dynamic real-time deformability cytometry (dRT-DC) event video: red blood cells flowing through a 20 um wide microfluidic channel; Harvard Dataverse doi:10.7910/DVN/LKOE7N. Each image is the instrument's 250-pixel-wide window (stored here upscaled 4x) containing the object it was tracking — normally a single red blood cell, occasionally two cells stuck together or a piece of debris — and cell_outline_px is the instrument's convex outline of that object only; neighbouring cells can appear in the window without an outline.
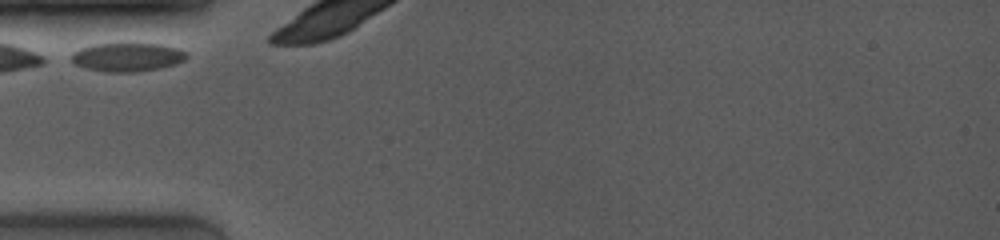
{"species": "common noctule bat (a hibernating species)", "species_latin": "Nyctalus noctula", "temperature_condition": "room temperature", "stored_images_in_passage": 21, "camera_frame_rate_fps": 4000, "um_per_image_px": 0.085, "animal": {"sex": "female", "body_mass_g": 19.0, "forearm_length_mm": 53.3}, "frame": {"image": 1, "passage_image": 1, "time_ms": 0.0, "image_size_px": [1000, 240], "cell_outline_px": [[188, 56], [184, 60], [176, 64], [160, 68], [136, 72], [108, 72], [84, 68], [76, 64], [72, 60], [72, 52], [80, 48], [96, 44], [160, 44], [176, 48], [188, 52]], "centroid_in_image_um": [10.84, 4.86], "position_along_channel_um": 74.2, "area_um2": 19.13}}